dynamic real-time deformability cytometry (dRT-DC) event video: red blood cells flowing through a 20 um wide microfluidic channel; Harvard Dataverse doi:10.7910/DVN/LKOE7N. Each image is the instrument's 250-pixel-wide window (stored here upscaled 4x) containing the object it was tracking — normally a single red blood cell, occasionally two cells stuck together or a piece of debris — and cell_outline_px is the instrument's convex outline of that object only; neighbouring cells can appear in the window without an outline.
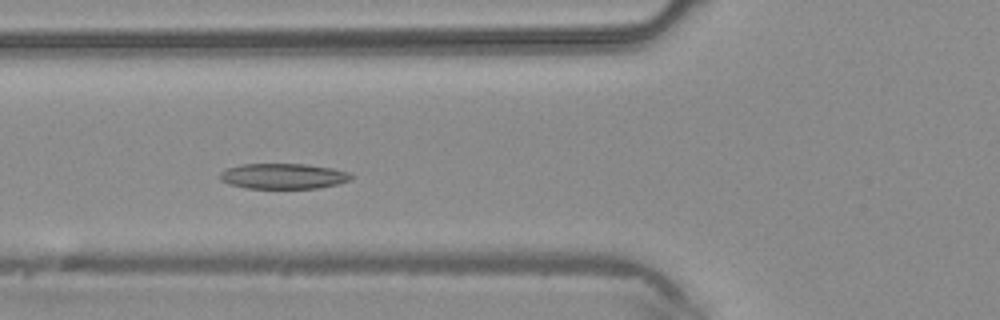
{"species": "common noctule bat (a hibernating species)", "species_latin": "Nyctalus noctula", "temperature_condition": "warm", "stored_images_in_passage": 3, "camera_frame_rate_fps": 3000, "um_per_image_px": 0.085, "animal": {"sex": "male", "body_mass_g": 20.4}, "frame": {"image": 1, "passage_image": 3, "time_ms": 0.667, "image_size_px": [1000, 320], "cell_outline_px": [[352, 176], [348, 180], [336, 184], [320, 188], [244, 188], [228, 184], [220, 180], [220, 172], [224, 168], [240, 164], [304, 164], [332, 168], [352, 172]], "centroid_in_image_um": [24.03, 14.97], "position_along_channel_um": 101.8, "area_um2": 19.59}}